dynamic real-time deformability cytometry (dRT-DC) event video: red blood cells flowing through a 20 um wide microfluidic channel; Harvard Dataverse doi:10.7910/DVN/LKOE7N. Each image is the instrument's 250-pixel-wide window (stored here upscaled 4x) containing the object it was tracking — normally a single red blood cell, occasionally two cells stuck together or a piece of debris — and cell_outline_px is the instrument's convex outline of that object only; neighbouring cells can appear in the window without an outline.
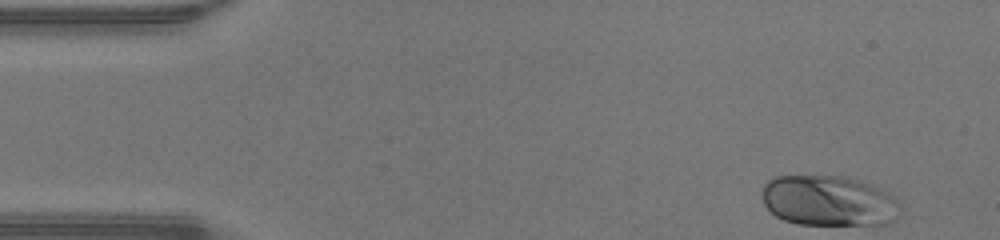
{"species": "human", "species_latin": "Homo sapiens", "temperature_condition": "warm", "stored_images_in_passage": 45, "camera_frame_rate_fps": 3000, "um_per_image_px": 0.085, "donor": {"sex": "male"}, "frame": {"image": 1, "passage_image": 1, "time_ms": 0.0, "image_size_px": [1000, 240], "cell_outline_px": [[900, 204], [892, 220], [888, 224], [800, 224], [784, 220], [776, 216], [764, 204], [760, 192], [764, 184], [772, 176], [844, 176], [860, 180], [872, 184], [880, 188], [892, 196]], "centroid_in_image_um": [70.38, 17.05], "position_along_channel_um": 14.6, "area_um2": 40.58}}
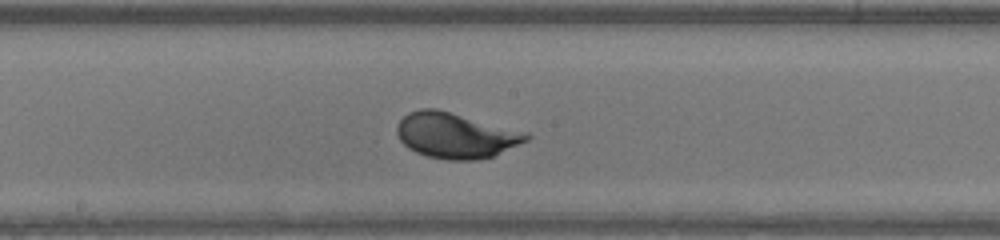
{"frame": {"image": 2, "passage_image": 22, "time_ms": 7.0, "image_size_px": [1000, 240], "cell_outline_px": [[532, 136], [528, 140], [492, 156], [476, 160], [448, 160], [428, 156], [416, 152], [408, 148], [400, 140], [396, 132], [396, 124], [408, 112], [420, 108], [436, 108], [528, 132]], "centroid_in_image_um": [38.72, 11.5], "position_along_channel_um": 209.5, "area_um2": 34.33}}
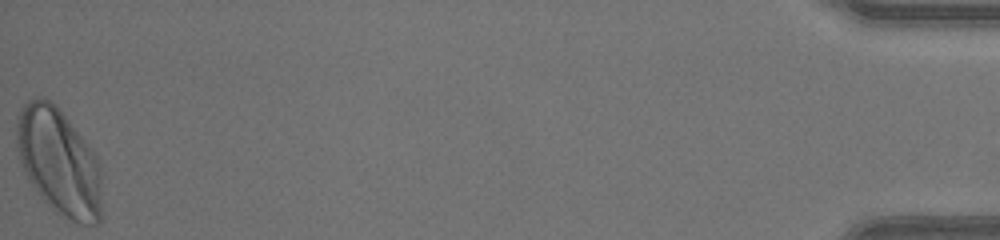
{"frame": {"image": 3, "passage_image": 45, "time_ms": 14.667, "image_size_px": [1000, 240], "cell_outline_px": [[100, 220], [96, 224], [76, 224], [56, 212], [44, 200], [28, 180], [20, 164], [16, 148], [16, 116], [20, 108], [28, 100], [44, 96], [56, 104], [96, 156], [100, 172]], "centroid_in_image_um": [4.95, 13.73], "position_along_channel_um": 430.2, "area_um2": 53.0}, "authors_computed_cell_mechanics": {"area_um2": 34.5644, "velocity_mm_per_s": 4.3146, "shape_relaxation_time_tau1_ms": 1.568, "shape_relaxation_time_tau2_ms": null, "deformation_change_tau1": 0.114, "deformation_change_tau2": null}}